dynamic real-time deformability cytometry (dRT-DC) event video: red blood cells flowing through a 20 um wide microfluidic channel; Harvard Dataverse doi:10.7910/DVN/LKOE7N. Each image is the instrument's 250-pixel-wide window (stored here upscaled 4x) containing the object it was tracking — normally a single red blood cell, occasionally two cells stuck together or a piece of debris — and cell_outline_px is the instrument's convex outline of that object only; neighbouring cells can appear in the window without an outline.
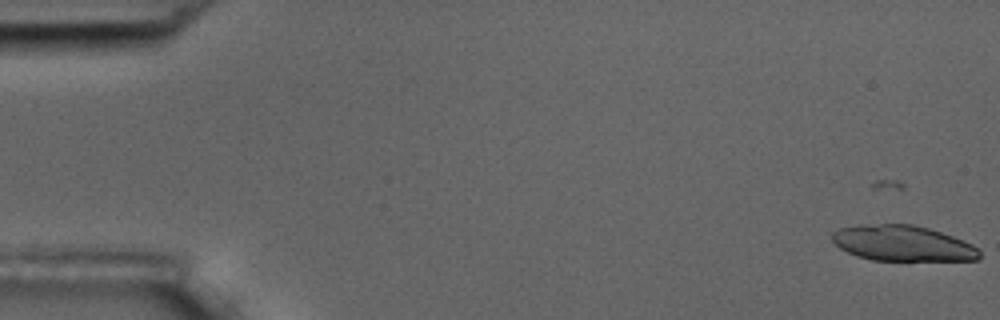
{"species": "common noctule bat (a hibernating species)", "species_latin": "Nyctalus noctula", "temperature_condition": "room temperature", "stored_images_in_passage": 22, "camera_frame_rate_fps": 3000, "um_per_image_px": 0.085, "animal": {"sex": "male", "body_mass_g": 17.5, "forearm_length_mm": 52.3}, "frame": {"image": 1, "passage_image": 3, "time_ms": 0.667, "image_size_px": [1000, 320], "cell_outline_px": [[980, 260], [872, 260], [856, 256], [840, 248], [832, 240], [832, 232], [840, 228], [860, 224], [912, 224], [928, 228], [952, 236], [972, 244], [980, 248]], "centroid_in_image_um": [76.72, 20.68], "position_along_channel_um": 8.3, "area_um2": 30.58}}